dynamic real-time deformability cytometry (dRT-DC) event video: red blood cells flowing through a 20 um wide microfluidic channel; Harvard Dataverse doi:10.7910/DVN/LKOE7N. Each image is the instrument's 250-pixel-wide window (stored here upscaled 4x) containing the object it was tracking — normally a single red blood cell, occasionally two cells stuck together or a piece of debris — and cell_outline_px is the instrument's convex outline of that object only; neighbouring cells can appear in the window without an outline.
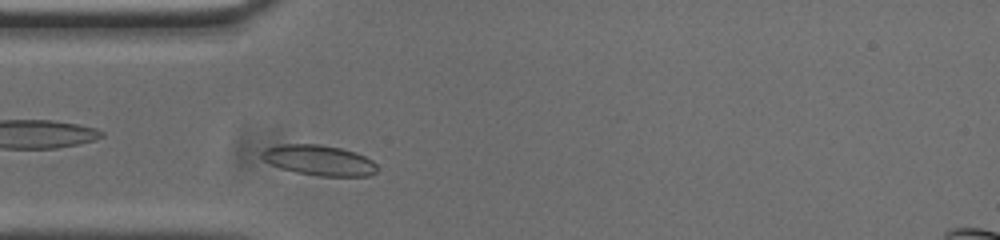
{"species": "common noctule bat (a hibernating species)", "species_latin": "Nyctalus noctula", "temperature_condition": "cold", "stored_images_in_passage": 46, "camera_frame_rate_fps": 3000, "um_per_image_px": 0.085, "animal": {"sex": "male", "body_mass_g": 20.0, "forearm_length_mm": 53.3}, "frame": {"image": 1, "passage_image": 7, "time_ms": 2.0, "image_size_px": [1000, 240], "cell_outline_px": [[376, 172], [368, 176], [316, 176], [296, 172], [280, 168], [264, 160], [260, 156], [260, 152], [264, 148], [280, 144], [320, 144], [340, 148], [356, 152], [372, 160], [376, 164]], "centroid_in_image_um": [27.09, 13.62], "position_along_channel_um": 57.9, "area_um2": 20.52}}
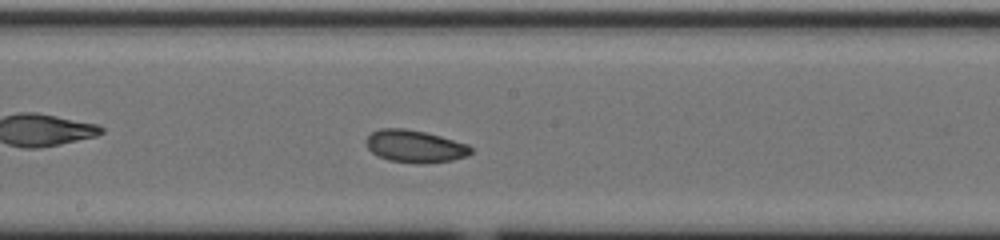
{"frame": {"image": 2, "passage_image": 20, "time_ms": 6.333, "image_size_px": [1000, 240], "cell_outline_px": [[472, 152], [468, 156], [452, 160], [388, 160], [372, 152], [368, 148], [364, 140], [372, 132], [380, 128], [404, 128], [424, 132], [440, 136], [468, 144], [472, 148]], "centroid_in_image_um": [35.25, 12.37], "position_along_channel_um": 213.0, "area_um2": 18.84}}
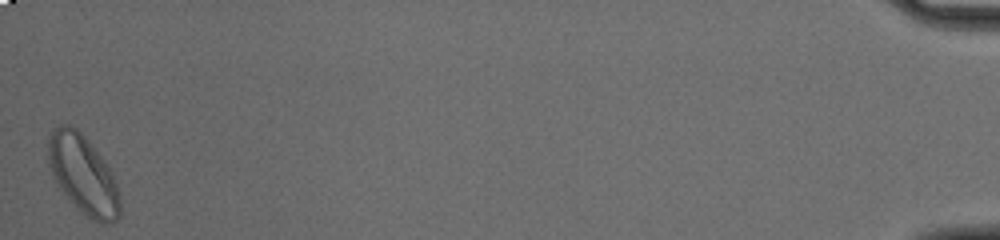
{"frame": {"image": 3, "passage_image": 46, "time_ms": 15.0, "image_size_px": [1000, 240], "cell_outline_px": [[120, 216], [112, 224], [100, 224], [92, 220], [80, 212], [76, 208], [56, 184], [52, 176], [48, 164], [48, 140], [52, 132], [60, 124], [68, 124], [76, 128], [84, 136], [108, 168], [116, 184], [120, 196]], "centroid_in_image_um": [7.05, 14.91], "position_along_channel_um": 428.2, "area_um2": 32.77}, "authors_computed_cell_mechanics": {"area_um2": 19.6231, "velocity_mm_per_s": 3.6904, "shape_relaxation_time_tau1_ms": 3.6849, "shape_relaxation_time_tau2_ms": 5.6314, "deformation_change_tau1": 0.0664, "deformation_change_tau2": 0.1016}}